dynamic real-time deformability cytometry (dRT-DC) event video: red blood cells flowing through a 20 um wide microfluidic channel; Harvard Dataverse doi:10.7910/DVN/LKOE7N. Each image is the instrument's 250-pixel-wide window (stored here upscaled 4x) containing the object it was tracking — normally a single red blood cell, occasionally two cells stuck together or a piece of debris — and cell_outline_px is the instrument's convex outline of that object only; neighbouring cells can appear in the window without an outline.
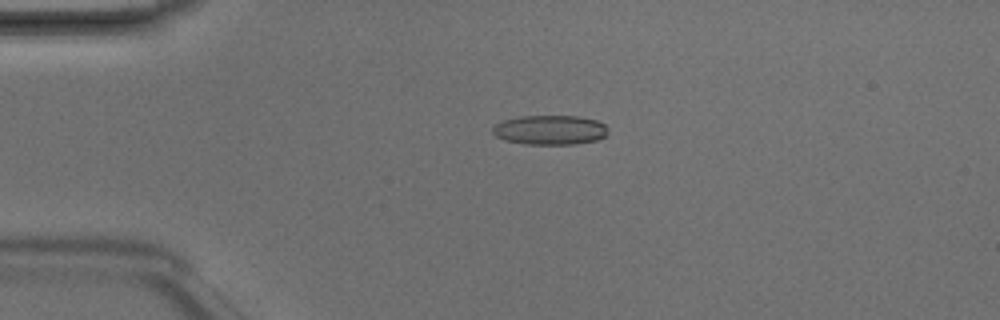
{"species": "Egyptian fruit bat (a non-hibernating species)", "species_latin": "Rousettus aegyptiacus", "temperature_condition": "room temperature", "stored_images_in_passage": 3, "camera_frame_rate_fps": 3000, "um_per_image_px": 0.085, "animal": {"sex": "male"}, "frame": {"image": 1, "passage_image": 3, "time_ms": 0.667, "image_size_px": [1000, 320], "cell_outline_px": [[608, 136], [596, 140], [576, 144], [524, 144], [504, 140], [496, 136], [492, 132], [492, 128], [496, 124], [504, 120], [520, 116], [580, 116], [596, 120], [604, 124], [608, 128]], "centroid_in_image_um": [46.78, 11.05], "position_along_channel_um": 38.2, "area_um2": 20.0}}